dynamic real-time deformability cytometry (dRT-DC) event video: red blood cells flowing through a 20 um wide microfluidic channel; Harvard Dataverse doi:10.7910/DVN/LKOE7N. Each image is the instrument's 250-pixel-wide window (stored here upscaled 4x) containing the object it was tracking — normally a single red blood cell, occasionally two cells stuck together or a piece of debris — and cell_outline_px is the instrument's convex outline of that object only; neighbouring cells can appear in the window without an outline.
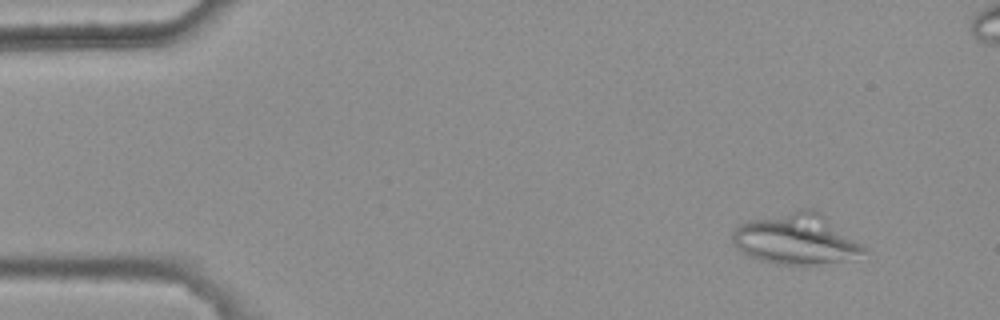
{"species": "common noctule bat (a hibernating species)", "species_latin": "Nyctalus noctula", "temperature_condition": "warm", "stored_images_in_passage": 5, "camera_frame_rate_fps": 3000, "um_per_image_px": 0.085, "animal": {"sex": "female", "body_mass_g": 25.1}, "frame": {"image": 1, "passage_image": 2, "time_ms": 0.333, "image_size_px": [1000, 320], "cell_outline_px": [[868, 252], [844, 260], [816, 264], [776, 264], [752, 260], [740, 252], [736, 248], [732, 240], [732, 232], [740, 224], [748, 220], [800, 208], [812, 208], [820, 212], [868, 248]], "centroid_in_image_um": [67.63, 20.31], "position_along_channel_um": 17.4, "area_um2": 39.25}}